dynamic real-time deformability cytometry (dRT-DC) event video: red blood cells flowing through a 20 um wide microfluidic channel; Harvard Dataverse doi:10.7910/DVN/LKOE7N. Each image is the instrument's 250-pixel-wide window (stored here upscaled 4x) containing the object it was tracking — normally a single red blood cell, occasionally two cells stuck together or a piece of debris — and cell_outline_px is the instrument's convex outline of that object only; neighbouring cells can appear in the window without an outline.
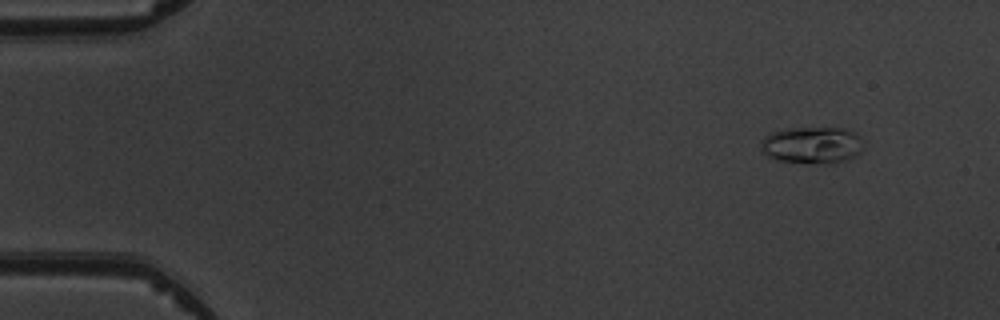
{"species": "common noctule bat (a hibernating species)", "species_latin": "Nyctalus noctula", "temperature_condition": "warm", "stored_images_in_passage": 4, "camera_frame_rate_fps": 3000, "um_per_image_px": 0.085, "animal": {"sex": "male", "body_mass_g": 19.5, "forearm_length_mm": 54.6}, "frame": {"image": 1, "passage_image": 1, "time_ms": 0.0, "image_size_px": [1000, 320], "cell_outline_px": [[864, 148], [856, 156], [848, 160], [836, 164], [824, 164], [776, 160], [768, 156], [760, 148], [760, 140], [764, 136], [772, 132], [788, 128], [848, 128], [856, 132], [860, 136]], "centroid_in_image_um": [69.07, 12.34], "position_along_channel_um": 15.9, "area_um2": 22.54}}
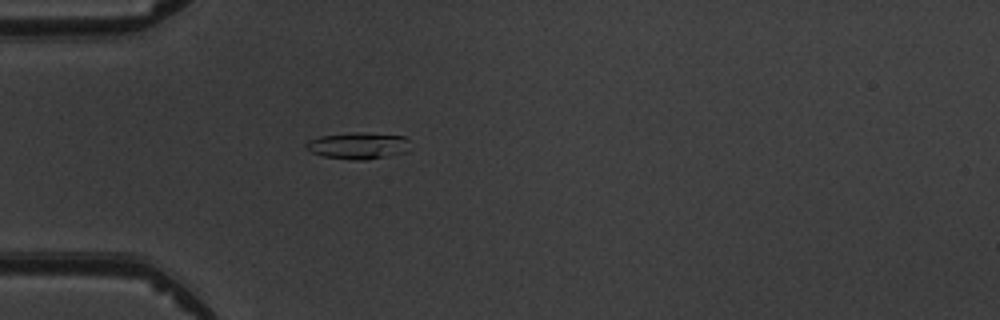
{"frame": {"image": 2, "passage_image": 4, "time_ms": 3.667, "image_size_px": [1000, 320], "cell_outline_px": [[408, 140], [404, 152], [364, 160], [352, 160], [324, 156], [312, 152], [304, 148], [304, 144], [308, 140], [320, 136], [352, 132], [360, 132], [404, 136]], "centroid_in_image_um": [30.34, 12.37], "position_along_channel_um": 54.7, "area_um2": 15.9}}